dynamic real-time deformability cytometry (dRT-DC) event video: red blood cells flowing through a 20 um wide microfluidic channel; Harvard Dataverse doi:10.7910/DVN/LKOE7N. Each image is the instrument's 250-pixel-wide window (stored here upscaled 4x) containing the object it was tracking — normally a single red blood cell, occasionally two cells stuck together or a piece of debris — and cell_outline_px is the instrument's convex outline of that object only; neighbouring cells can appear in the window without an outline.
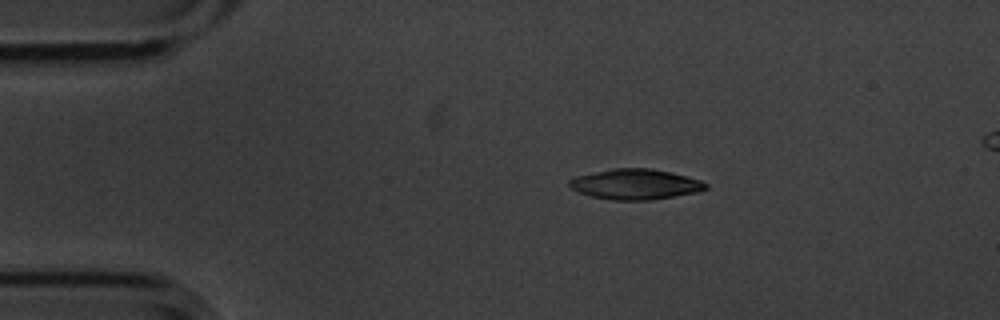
{"species": "common noctule bat (a hibernating species)", "species_latin": "Nyctalus noctula", "temperature_condition": "cold", "stored_images_in_passage": 4, "camera_frame_rate_fps": 3000, "um_per_image_px": 0.085, "animal": {"sex": "male", "body_mass_g": 20.1, "forearm_length_mm": 53.5}, "frame": {"image": 1, "passage_image": 2, "time_ms": 0.333, "image_size_px": [1000, 320], "cell_outline_px": [[708, 188], [696, 192], [648, 200], [612, 200], [592, 196], [580, 192], [572, 188], [568, 184], [568, 180], [576, 176], [612, 168], [648, 168], [668, 172], [700, 180], [708, 184]], "centroid_in_image_um": [53.97, 15.66], "position_along_channel_um": 31.0, "area_um2": 23.76}}